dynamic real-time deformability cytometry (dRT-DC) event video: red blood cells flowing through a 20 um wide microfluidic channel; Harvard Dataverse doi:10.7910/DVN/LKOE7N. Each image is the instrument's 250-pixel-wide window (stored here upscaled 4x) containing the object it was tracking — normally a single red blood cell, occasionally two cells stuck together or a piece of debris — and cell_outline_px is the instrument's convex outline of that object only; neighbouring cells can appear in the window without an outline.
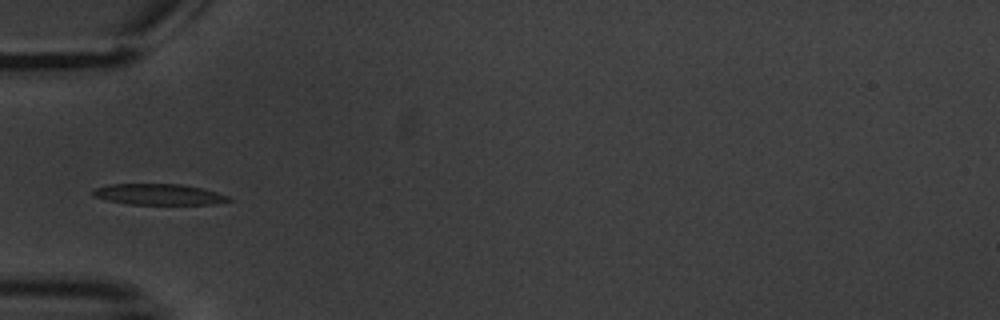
{"species": "common noctule bat (a hibernating species)", "species_latin": "Nyctalus noctula", "temperature_condition": "warm", "stored_images_in_passage": 10, "camera_frame_rate_fps": 3000, "um_per_image_px": 0.085, "animal": {"sex": "male", "body_mass_g": 20.1, "forearm_length_mm": 53.5}, "frame": {"image": 1, "passage_image": 6, "time_ms": 6.333, "image_size_px": [1000, 320], "cell_outline_px": [[232, 200], [216, 204], [128, 204], [108, 200], [92, 196], [92, 192], [96, 188], [108, 184], [180, 184], [200, 188], [216, 192], [228, 196]], "centroid_in_image_um": [13.48, 16.52], "position_along_channel_um": 71.5, "area_um2": 16.42}}
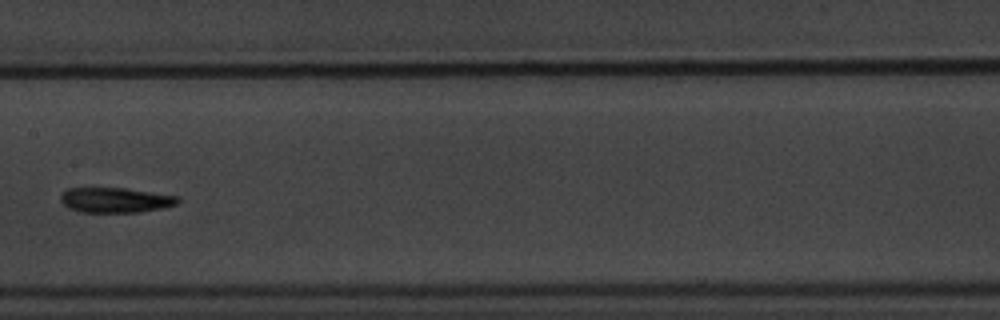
{"frame": {"image": 2, "passage_image": 9, "time_ms": 10.0, "image_size_px": [1000, 320], "cell_outline_px": [[180, 200], [176, 204], [160, 208], [140, 212], [80, 212], [68, 208], [60, 200], [60, 196], [68, 188], [124, 188], [180, 196]], "centroid_in_image_um": [9.8, 17.0], "position_along_channel_um": 197.6, "area_um2": 17.05}}